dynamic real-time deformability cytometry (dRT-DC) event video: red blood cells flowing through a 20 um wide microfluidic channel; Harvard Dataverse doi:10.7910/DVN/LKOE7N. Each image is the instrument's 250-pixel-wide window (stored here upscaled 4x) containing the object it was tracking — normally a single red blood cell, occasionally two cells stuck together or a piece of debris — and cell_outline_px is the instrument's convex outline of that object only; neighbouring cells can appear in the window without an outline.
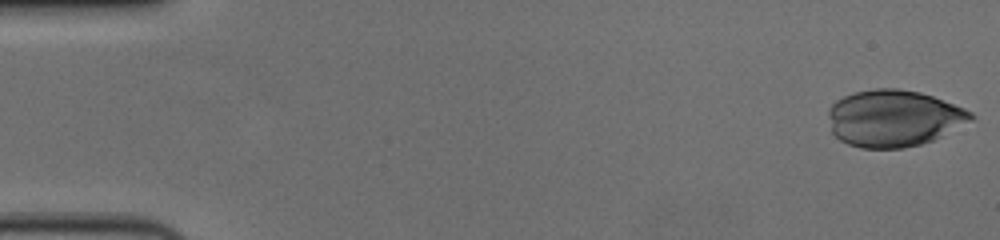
{"species": "human", "species_latin": "Homo sapiens", "temperature_condition": "cold", "stored_images_in_passage": 17, "camera_frame_rate_fps": 3000, "um_per_image_px": 0.085, "donor": {"sex": "female"}, "frame": {"image": 1, "passage_image": 1, "time_ms": 0.0, "image_size_px": [1000, 240], "cell_outline_px": [[976, 116], [972, 120], [932, 140], [920, 144], [904, 148], [860, 148], [848, 144], [840, 140], [832, 132], [828, 116], [828, 108], [836, 100], [844, 96], [856, 92], [876, 88], [896, 88], [920, 92], [932, 96], [964, 108], [972, 112]], "centroid_in_image_um": [75.94, 10.05], "position_along_channel_um": 9.1, "area_um2": 46.99}}
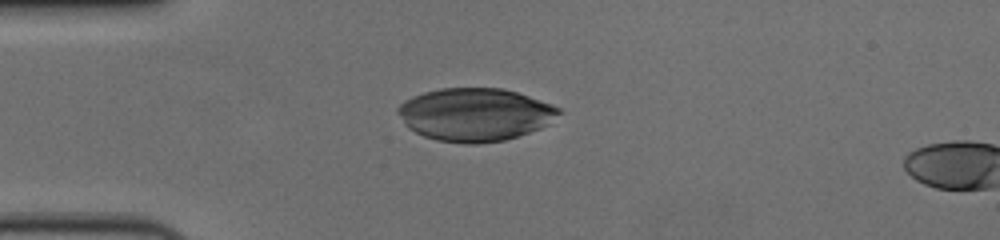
{"frame": {"image": 2, "passage_image": 15, "time_ms": 4.667, "image_size_px": [1000, 240], "cell_outline_px": [[560, 112], [548, 124], [540, 128], [504, 140], [476, 144], [464, 144], [436, 140], [424, 136], [408, 128], [404, 124], [396, 112], [396, 108], [404, 100], [412, 96], [424, 92], [440, 88], [504, 88], [552, 104], [560, 108]], "centroid_in_image_um": [40.33, 9.73], "position_along_channel_um": 44.7, "area_um2": 49.65}}